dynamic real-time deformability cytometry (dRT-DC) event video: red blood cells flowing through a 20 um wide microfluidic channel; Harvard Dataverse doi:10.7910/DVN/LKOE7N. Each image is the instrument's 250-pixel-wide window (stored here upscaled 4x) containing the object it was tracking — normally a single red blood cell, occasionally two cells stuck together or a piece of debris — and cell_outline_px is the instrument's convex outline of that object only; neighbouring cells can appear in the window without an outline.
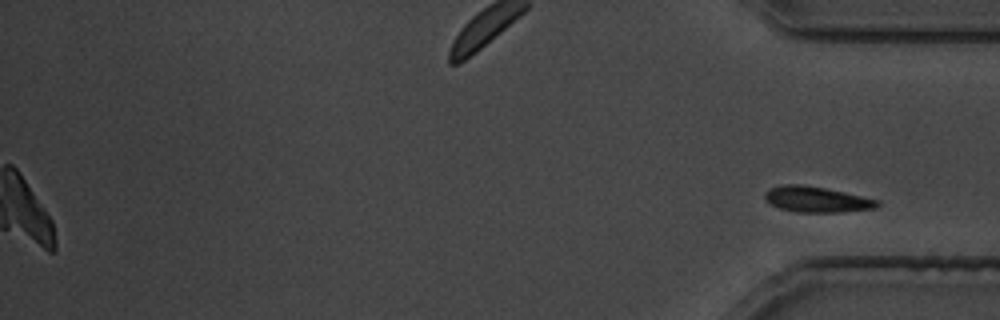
{"species": "common noctule bat (a hibernating species)", "species_latin": "Nyctalus noctula", "temperature_condition": "cold", "stored_images_in_passage": 32, "camera_frame_rate_fps": 3000, "um_per_image_px": 0.085, "animal": {"sex": "male", "body_mass_g": 19.5, "forearm_length_mm": 54.6}, "frame": {"image": 1, "passage_image": 32, "time_ms": 38.333, "image_size_px": [1000, 320], "cell_outline_px": [[880, 204], [876, 208], [840, 212], [796, 212], [780, 208], [772, 204], [764, 196], [764, 192], [768, 188], [784, 184], [800, 184], [824, 188], [844, 192], [880, 200]], "centroid_in_image_um": [69.42, 16.94], "position_along_channel_um": 365.8, "area_um2": 16.76}}